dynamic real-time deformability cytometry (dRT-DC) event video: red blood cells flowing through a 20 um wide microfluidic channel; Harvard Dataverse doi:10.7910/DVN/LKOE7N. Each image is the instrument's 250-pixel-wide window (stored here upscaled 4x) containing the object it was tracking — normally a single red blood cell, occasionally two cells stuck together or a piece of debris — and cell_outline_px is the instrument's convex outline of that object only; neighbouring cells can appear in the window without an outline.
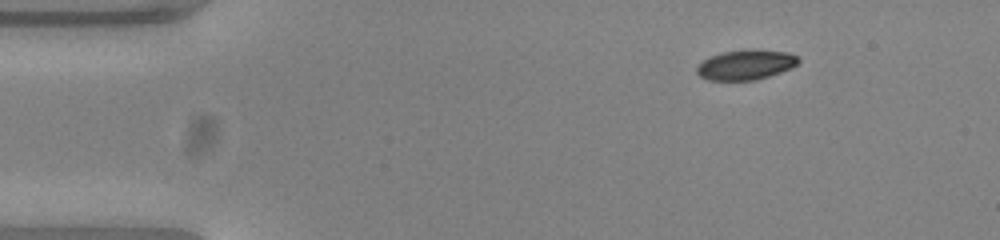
{"species": "common noctule bat (a hibernating species)", "species_latin": "Nyctalus noctula", "temperature_condition": "warm", "stored_images_in_passage": 47, "camera_frame_rate_fps": 3000, "um_per_image_px": 0.085, "animal": {"sex": "female", "body_mass_g": 23.0, "forearm_length_mm": 53.4}, "frame": {"image": 1, "passage_image": 1, "time_ms": 0.0, "image_size_px": [1000, 240], "cell_outline_px": [[800, 60], [792, 68], [768, 76], [752, 80], [708, 80], [700, 76], [696, 72], [696, 68], [708, 56], [724, 52], [752, 48], [788, 52], [796, 56]], "centroid_in_image_um": [63.39, 5.49], "position_along_channel_um": 21.6, "area_um2": 17.74}}
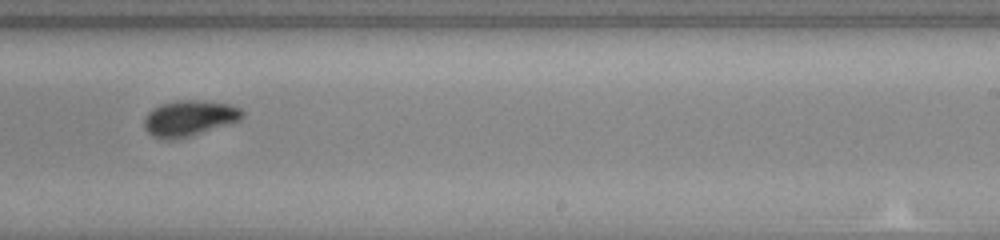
{"frame": {"image": 2, "passage_image": 27, "time_ms": 8.667, "image_size_px": [1000, 240], "cell_outline_px": [[244, 116], [240, 120], [192, 136], [168, 140], [152, 136], [144, 128], [144, 120], [148, 112], [152, 108], [160, 104], [176, 100], [196, 100], [228, 104], [240, 108], [244, 112]], "centroid_in_image_um": [16.07, 10.05], "position_along_channel_um": 272.9, "area_um2": 20.46}}
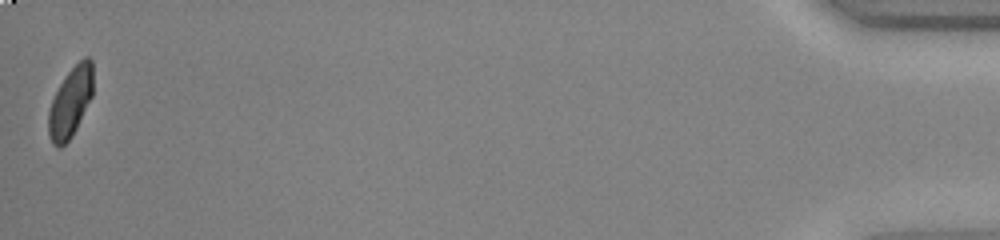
{"frame": {"image": 3, "passage_image": 47, "time_ms": 15.333, "image_size_px": [1000, 240], "cell_outline_px": [[92, 96], [72, 136], [60, 148], [56, 148], [52, 144], [48, 132], [48, 112], [52, 100], [60, 84], [68, 72], [84, 56], [88, 56], [92, 60]], "centroid_in_image_um": [5.98, 8.7], "position_along_channel_um": 429.2, "area_um2": 17.98}, "authors_computed_cell_mechanics": {"area_um2": 19.2474, "velocity_mm_per_s": 3.8363, "shape_relaxation_time_tau1_ms": 2.5651, "shape_relaxation_time_tau2_ms": 1.8254, "deformation_change_tau1": 0.1286, "deformation_change_tau2": 0.0451}}